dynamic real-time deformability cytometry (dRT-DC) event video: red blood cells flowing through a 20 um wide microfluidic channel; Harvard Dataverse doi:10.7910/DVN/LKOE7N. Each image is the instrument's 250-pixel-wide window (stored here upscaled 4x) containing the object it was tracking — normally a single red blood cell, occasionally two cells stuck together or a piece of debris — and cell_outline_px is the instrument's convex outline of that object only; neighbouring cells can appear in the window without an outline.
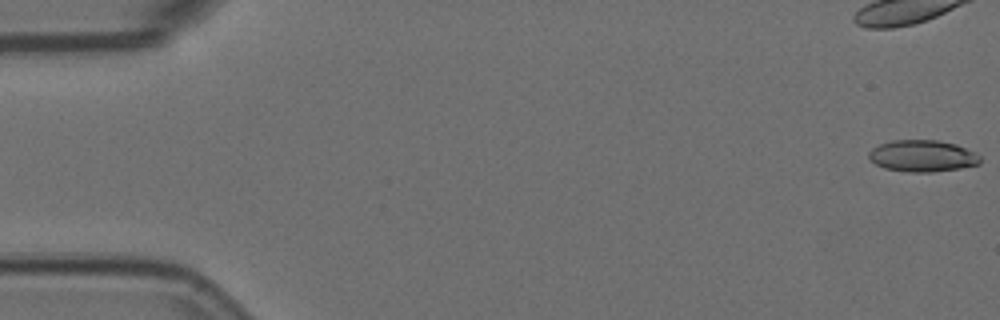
{"species": "Egyptian fruit bat (a non-hibernating species)", "species_latin": "Rousettus aegyptiacus", "temperature_condition": "room temperature", "stored_images_in_passage": 57, "camera_frame_rate_fps": 3000, "um_per_image_px": 0.085, "animal": {"sex": "female"}, "frame": {"image": 1, "passage_image": 1, "time_ms": 0.0, "image_size_px": [1000, 320], "cell_outline_px": [[980, 164], [960, 168], [932, 172], [908, 172], [884, 168], [876, 164], [868, 156], [868, 152], [872, 148], [880, 144], [892, 140], [936, 140], [956, 144], [976, 152], [980, 156]], "centroid_in_image_um": [78.42, 13.25], "position_along_channel_um": 6.6, "area_um2": 20.58}}